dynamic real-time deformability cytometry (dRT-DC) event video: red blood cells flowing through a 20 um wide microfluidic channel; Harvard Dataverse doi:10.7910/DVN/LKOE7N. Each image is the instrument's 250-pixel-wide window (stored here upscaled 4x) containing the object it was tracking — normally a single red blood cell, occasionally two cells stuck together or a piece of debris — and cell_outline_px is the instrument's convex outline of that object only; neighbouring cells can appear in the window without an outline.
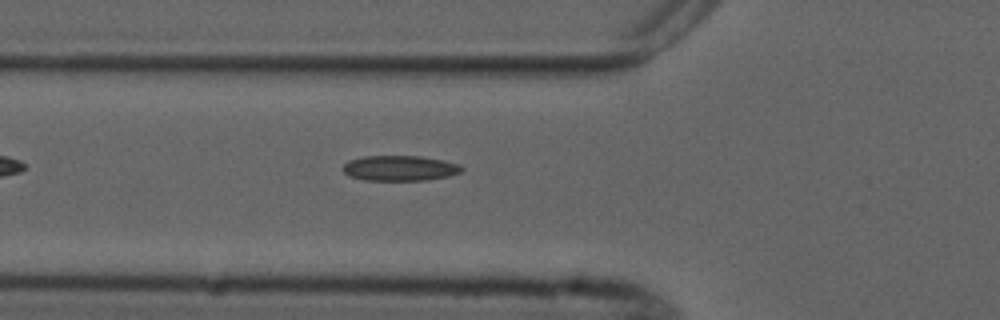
{"species": "common noctule bat (a hibernating species)", "species_latin": "Nyctalus noctula", "temperature_condition": "cold", "stored_images_in_passage": 5, "camera_frame_rate_fps": 3000, "um_per_image_px": 0.085, "animal": {"sex": "male", "forearm_length_mm": 52.5}, "frame": {"image": 1, "passage_image": 5, "time_ms": 4.667, "image_size_px": [1000, 320], "cell_outline_px": [[464, 168], [460, 172], [448, 176], [428, 180], [364, 180], [348, 176], [344, 172], [344, 164], [348, 160], [364, 156], [420, 156], [444, 160], [460, 164]], "centroid_in_image_um": [33.99, 14.29], "position_along_channel_um": 91.8, "area_um2": 17.57}}